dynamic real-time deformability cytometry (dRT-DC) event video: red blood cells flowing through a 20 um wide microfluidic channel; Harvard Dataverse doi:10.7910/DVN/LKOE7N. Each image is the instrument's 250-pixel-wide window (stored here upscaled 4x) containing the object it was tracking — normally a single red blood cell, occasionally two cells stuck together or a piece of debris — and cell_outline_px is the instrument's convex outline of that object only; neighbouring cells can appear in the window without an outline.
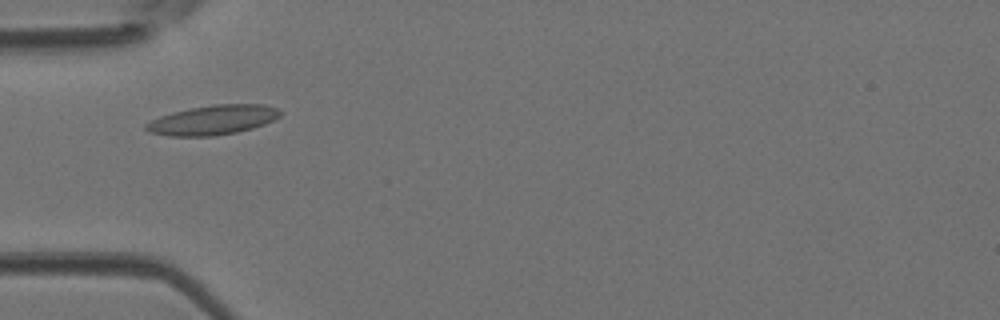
{"species": "Egyptian fruit bat (a non-hibernating species)", "species_latin": "Rousettus aegyptiacus", "temperature_condition": "room temperature", "stored_images_in_passage": 41, "camera_frame_rate_fps": 3000, "um_per_image_px": 0.085, "animal": {"sex": "female"}, "frame": {"image": 1, "passage_image": 10, "time_ms": 3.0, "image_size_px": [1000, 320], "cell_outline_px": [[284, 112], [280, 116], [264, 124], [252, 128], [236, 132], [212, 136], [168, 136], [148, 132], [144, 128], [144, 124], [160, 116], [172, 112], [212, 104], [264, 104], [280, 108]], "centroid_in_image_um": [18.11, 10.19], "position_along_channel_um": 66.9, "area_um2": 23.24}}
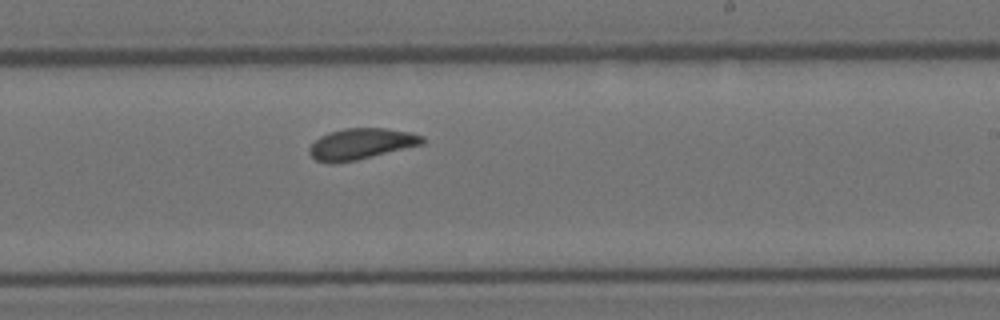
{"frame": {"image": 2, "passage_image": 23, "time_ms": 7.333, "image_size_px": [1000, 320], "cell_outline_px": [[424, 144], [356, 160], [332, 164], [316, 160], [308, 152], [308, 148], [320, 136], [328, 132], [344, 128], [384, 128], [412, 132], [424, 136]], "centroid_in_image_um": [30.7, 12.22], "position_along_channel_um": 258.3, "area_um2": 20.52}}
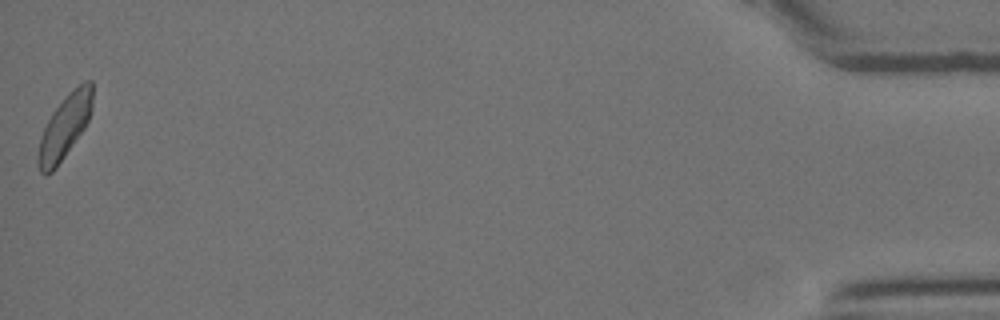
{"frame": {"image": 3, "passage_image": 41, "time_ms": 13.333, "image_size_px": [1000, 320], "cell_outline_px": [[92, 108], [88, 120], [84, 128], [56, 168], [52, 172], [44, 176], [40, 172], [36, 164], [36, 156], [40, 136], [52, 112], [68, 92], [84, 80], [92, 80]], "centroid_in_image_um": [5.46, 10.79], "position_along_channel_um": 429.7, "area_um2": 20.35}}